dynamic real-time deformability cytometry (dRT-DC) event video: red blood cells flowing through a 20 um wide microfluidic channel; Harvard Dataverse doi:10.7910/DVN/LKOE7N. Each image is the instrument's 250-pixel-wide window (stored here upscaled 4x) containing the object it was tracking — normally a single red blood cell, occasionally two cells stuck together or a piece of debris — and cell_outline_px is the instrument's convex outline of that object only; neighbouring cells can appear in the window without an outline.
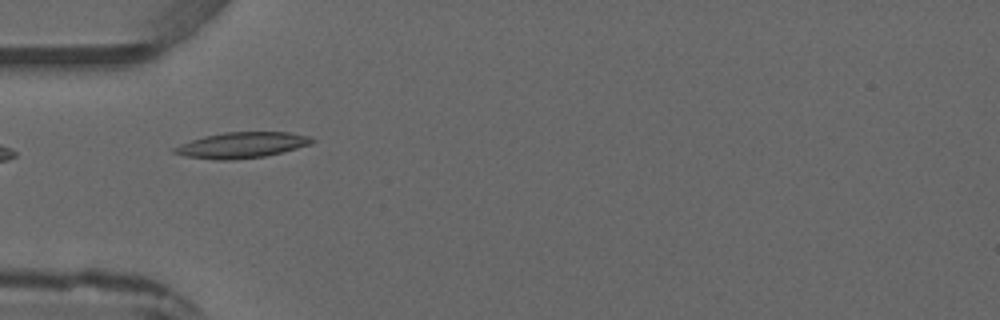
{"species": "common noctule bat (a hibernating species)", "species_latin": "Nyctalus noctula", "temperature_condition": "warm", "stored_images_in_passage": 5, "camera_frame_rate_fps": 3000, "um_per_image_px": 0.085, "animal": {"sex": "male", "forearm_length_mm": 52.5}, "frame": {"image": 1, "passage_image": 5, "time_ms": 4.667, "image_size_px": [1000, 320], "cell_outline_px": [[316, 140], [312, 144], [264, 156], [232, 160], [216, 160], [184, 156], [172, 152], [172, 148], [180, 144], [204, 136], [224, 132], [288, 132], [312, 136]], "centroid_in_image_um": [20.55, 12.33], "position_along_channel_um": 64.4, "area_um2": 20.69}}